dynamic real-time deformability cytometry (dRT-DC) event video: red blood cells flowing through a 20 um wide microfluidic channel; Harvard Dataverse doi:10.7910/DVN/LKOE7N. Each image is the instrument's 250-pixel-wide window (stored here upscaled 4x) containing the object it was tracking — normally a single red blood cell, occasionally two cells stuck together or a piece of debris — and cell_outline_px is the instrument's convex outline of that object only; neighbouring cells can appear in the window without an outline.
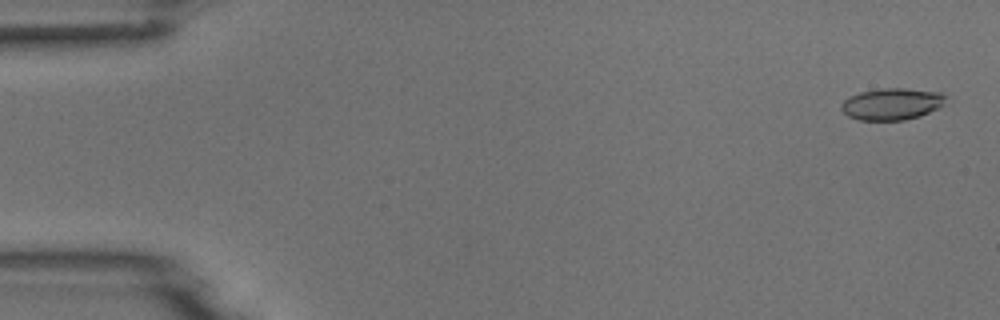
{"species": "common noctule bat (a hibernating species)", "species_latin": "Nyctalus noctula", "temperature_condition": "room temperature", "stored_images_in_passage": 5, "camera_frame_rate_fps": 3000, "um_per_image_px": 0.085, "animal": {"sex": "male", "body_mass_g": 18.8}, "frame": {"image": 1, "passage_image": 1, "time_ms": 0.0, "image_size_px": [1000, 320], "cell_outline_px": [[944, 104], [920, 116], [904, 120], [860, 120], [848, 116], [840, 108], [840, 104], [848, 96], [860, 92], [884, 88], [904, 88], [940, 92], [944, 96]], "centroid_in_image_um": [75.75, 8.84], "position_along_channel_um": 9.2, "area_um2": 19.19}}
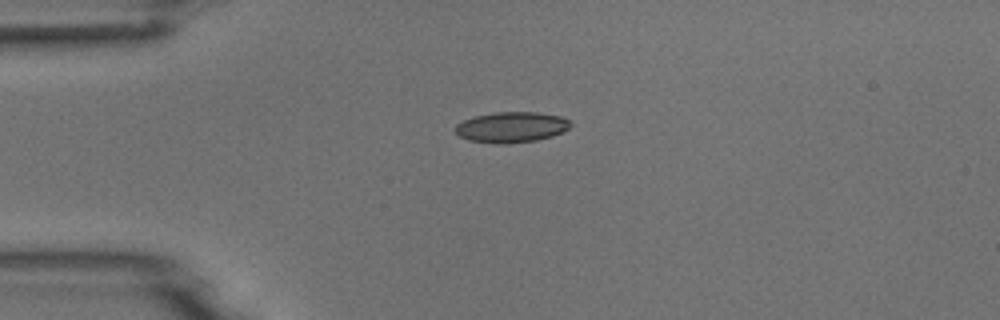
{"frame": {"image": 2, "passage_image": 4, "time_ms": 3.667, "image_size_px": [1000, 320], "cell_outline_px": [[572, 124], [564, 132], [552, 136], [536, 140], [504, 144], [500, 144], [468, 140], [460, 136], [456, 132], [456, 124], [464, 120], [476, 116], [496, 112], [536, 112], [560, 116], [568, 120]], "centroid_in_image_um": [43.49, 10.81], "position_along_channel_um": 41.5, "area_um2": 20.4}}